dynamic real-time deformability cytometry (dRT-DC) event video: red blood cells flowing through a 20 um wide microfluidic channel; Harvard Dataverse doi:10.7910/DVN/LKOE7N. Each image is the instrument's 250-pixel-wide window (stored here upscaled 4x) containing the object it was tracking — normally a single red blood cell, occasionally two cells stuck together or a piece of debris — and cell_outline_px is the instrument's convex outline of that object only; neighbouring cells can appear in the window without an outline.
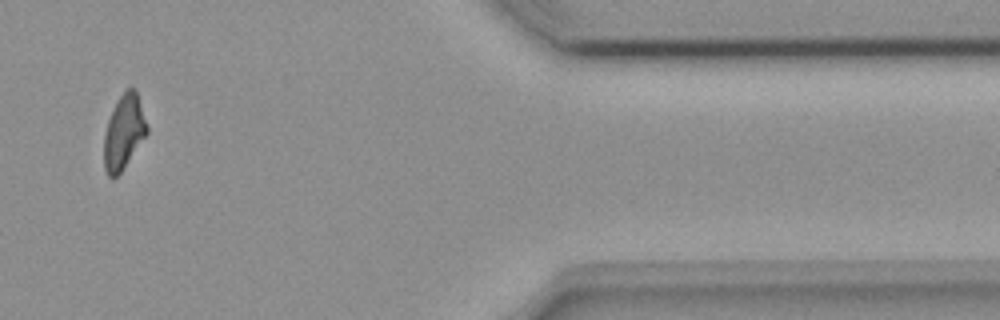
{"species": "common noctule bat (a hibernating species)", "species_latin": "Nyctalus noctula", "temperature_condition": "room temperature", "stored_images_in_passage": 15, "camera_frame_rate_fps": 3000, "um_per_image_px": 0.085, "animal": {"sex": "female", "body_mass_g": 18.4}, "frame": {"image": 1, "passage_image": 13, "time_ms": 4.0, "image_size_px": [1000, 320], "cell_outline_px": [[148, 132], [120, 172], [116, 176], [108, 176], [104, 168], [104, 136], [108, 120], [120, 96], [128, 88], [132, 88], [136, 92], [148, 124]], "centroid_in_image_um": [10.53, 11.23], "position_along_channel_um": 400.9, "area_um2": 18.03}}